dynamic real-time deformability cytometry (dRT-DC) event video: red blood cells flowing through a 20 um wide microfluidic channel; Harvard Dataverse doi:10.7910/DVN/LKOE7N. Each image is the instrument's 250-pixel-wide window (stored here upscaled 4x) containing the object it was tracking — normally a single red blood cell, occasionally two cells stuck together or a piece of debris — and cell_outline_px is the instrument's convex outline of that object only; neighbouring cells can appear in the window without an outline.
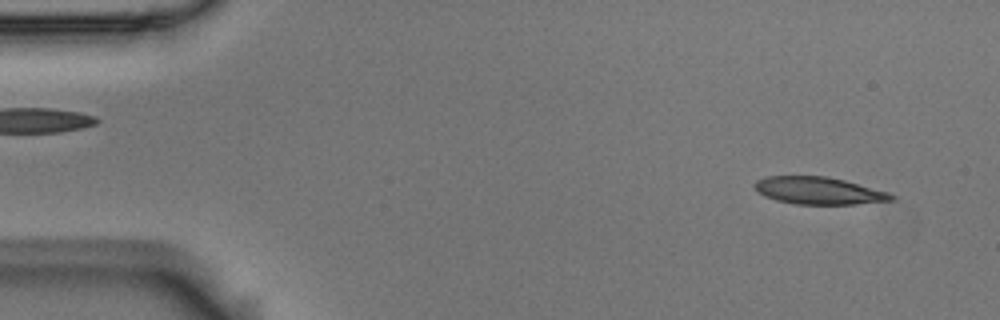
{"species": "Egyptian fruit bat (a non-hibernating species)", "species_latin": "Rousettus aegyptiacus", "temperature_condition": "room temperature", "stored_images_in_passage": 54, "camera_frame_rate_fps": 3000, "um_per_image_px": 0.085, "animal": {"sex": "male"}, "frame": {"image": 1, "passage_image": 3, "time_ms": 0.667, "image_size_px": [1000, 320], "cell_outline_px": [[896, 200], [856, 204], [796, 204], [776, 200], [764, 196], [752, 184], [756, 180], [768, 176], [828, 176], [844, 180], [888, 192], [896, 196]], "centroid_in_image_um": [69.61, 16.21], "position_along_channel_um": 15.4, "area_um2": 21.73}}
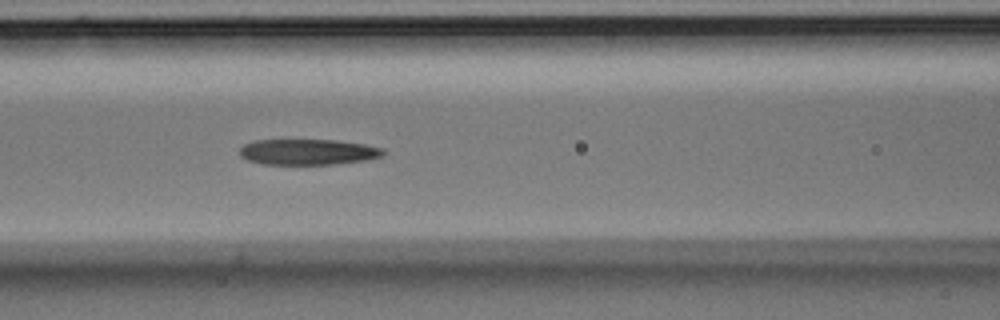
{"frame": {"image": 2, "passage_image": 22, "time_ms": 7.0, "image_size_px": [1000, 320], "cell_outline_px": [[384, 156], [364, 160], [332, 164], [264, 164], [248, 160], [240, 156], [240, 148], [244, 144], [252, 140], [340, 140], [364, 144], [384, 148]], "centroid_in_image_um": [26.18, 12.9], "position_along_channel_um": 140.4, "area_um2": 21.56}}
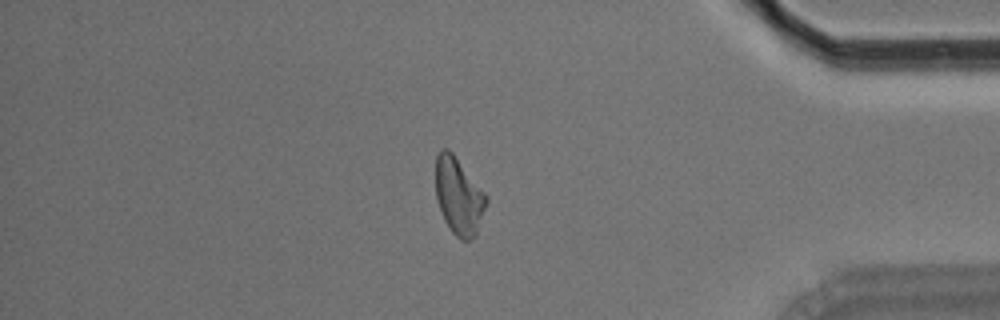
{"frame": {"image": 3, "passage_image": 46, "time_ms": 15.0, "image_size_px": [1000, 320], "cell_outline_px": [[488, 200], [476, 236], [468, 240], [460, 240], [452, 232], [444, 220], [436, 200], [436, 156], [440, 148], [448, 148], [452, 152], [488, 196]], "centroid_in_image_um": [38.99, 16.67], "position_along_channel_um": 396.2, "area_um2": 22.83}, "authors_computed_cell_mechanics": {"area_um2": 22.831, "velocity_mm_per_s": 3.5797, "shape_relaxation_time_tau1_ms": 8.7887, "shape_relaxation_time_tau2_ms": 9.0165, "deformation_change_tau1": 0.2123, "deformation_change_tau2": 0.2098}}